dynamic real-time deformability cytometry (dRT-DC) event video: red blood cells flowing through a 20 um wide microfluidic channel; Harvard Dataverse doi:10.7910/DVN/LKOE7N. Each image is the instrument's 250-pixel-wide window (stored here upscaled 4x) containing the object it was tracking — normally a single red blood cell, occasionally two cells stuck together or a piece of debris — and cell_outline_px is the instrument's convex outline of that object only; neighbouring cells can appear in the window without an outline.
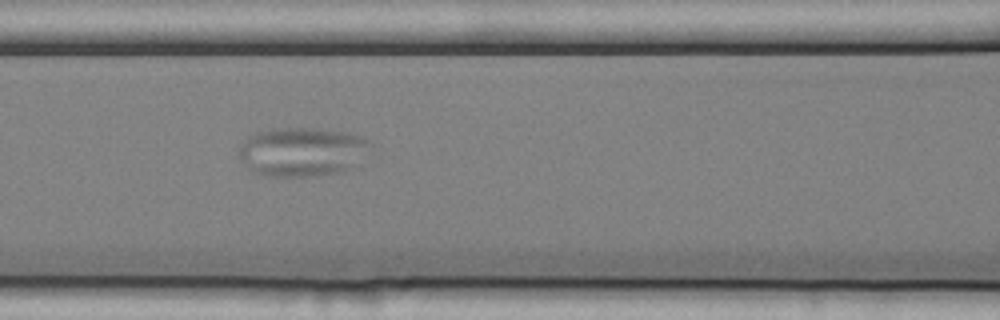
{"species": "common noctule bat (a hibernating species)", "species_latin": "Nyctalus noctula", "temperature_condition": "cold", "stored_images_in_passage": 39, "camera_frame_rate_fps": 3000, "um_per_image_px": 0.085, "animal": {"sex": "female", "body_mass_g": 25.1}, "frame": {"image": 1, "passage_image": 8, "time_ms": 2.333, "image_size_px": [1000, 320], "cell_outline_px": [[372, 144], [352, 168], [340, 172], [316, 176], [268, 176], [252, 172], [244, 164], [236, 152], [240, 144], [248, 136], [256, 132], [272, 128], [320, 128], [348, 132], [364, 136]], "centroid_in_image_um": [25.64, 12.88], "position_along_channel_um": 141.0, "area_um2": 38.03}}
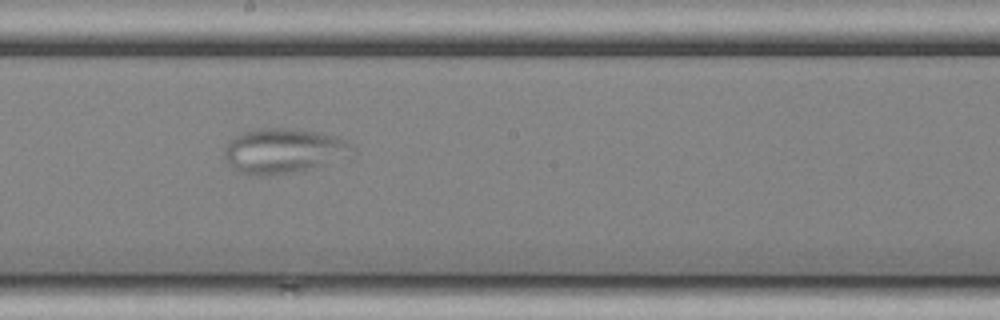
{"frame": {"image": 2, "passage_image": 15, "time_ms": 4.667, "image_size_px": [1000, 320], "cell_outline_px": [[356, 152], [324, 164], [296, 172], [264, 176], [256, 176], [236, 172], [228, 164], [224, 156], [224, 148], [236, 136], [244, 132], [260, 128], [288, 128], [316, 132], [336, 136], [348, 140], [356, 148]], "centroid_in_image_um": [24.09, 12.83], "position_along_channel_um": 224.1, "area_um2": 33.47}}
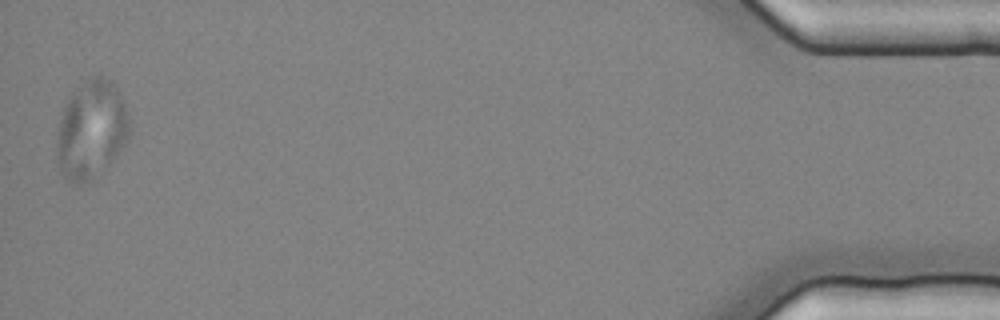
{"frame": {"image": 3, "passage_image": 39, "time_ms": 12.667, "image_size_px": [1000, 320], "cell_outline_px": [[132, 128], [128, 140], [88, 180], [80, 184], [72, 184], [60, 172], [56, 156], [56, 132], [60, 116], [68, 100], [88, 76], [104, 76], [112, 80], [124, 104]], "centroid_in_image_um": [7.73, 10.98], "position_along_channel_um": 427.5, "area_um2": 40.92}}